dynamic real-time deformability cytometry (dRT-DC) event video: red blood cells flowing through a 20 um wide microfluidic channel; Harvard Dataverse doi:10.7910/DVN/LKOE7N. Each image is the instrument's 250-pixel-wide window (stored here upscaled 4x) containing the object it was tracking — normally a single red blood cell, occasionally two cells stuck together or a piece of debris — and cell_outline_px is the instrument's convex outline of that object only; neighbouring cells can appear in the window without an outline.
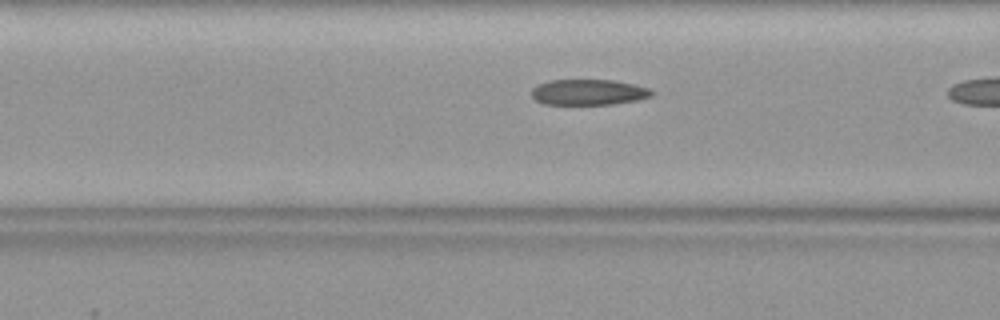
{"species": "common noctule bat (a hibernating species)", "species_latin": "Nyctalus noctula", "temperature_condition": "warm", "stored_images_in_passage": 17, "camera_frame_rate_fps": 3000, "um_per_image_px": 0.085, "animal": {"sex": "female", "body_mass_g": 19.9}, "frame": {"image": 1, "passage_image": 15, "time_ms": 4.667, "image_size_px": [1000, 320], "cell_outline_px": [[656, 92], [652, 96], [636, 100], [612, 104], [544, 104], [536, 100], [532, 96], [532, 88], [536, 84], [552, 80], [612, 80], [632, 84], [648, 88]], "centroid_in_image_um": [50.01, 7.83], "position_along_channel_um": 116.6, "area_um2": 17.92}}